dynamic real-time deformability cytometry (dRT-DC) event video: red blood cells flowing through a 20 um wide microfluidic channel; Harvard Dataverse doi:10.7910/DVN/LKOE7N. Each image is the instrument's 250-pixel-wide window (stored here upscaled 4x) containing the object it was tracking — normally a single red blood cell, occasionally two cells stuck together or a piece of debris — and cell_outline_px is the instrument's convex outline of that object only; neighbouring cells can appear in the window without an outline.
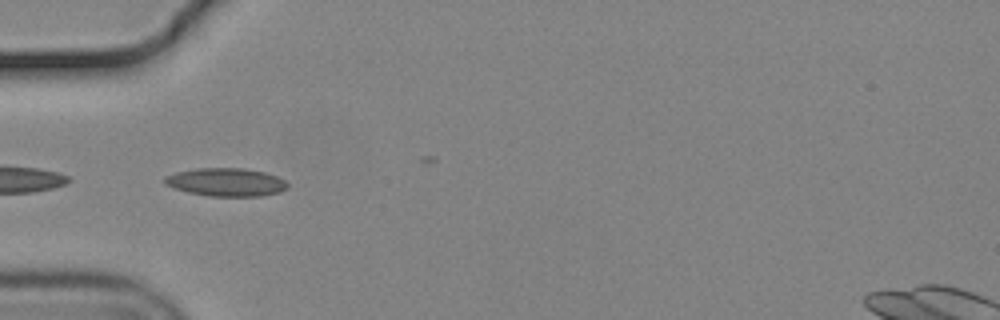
{"species": "common noctule bat (a hibernating species)", "species_latin": "Nyctalus noctula", "temperature_condition": "cold", "stored_images_in_passage": 21, "camera_frame_rate_fps": 3000, "um_per_image_px": 0.085, "animal": {"sex": "male", "body_mass_g": 19.2, "forearm_length_mm": 51.8}, "frame": {"image": 1, "passage_image": 18, "time_ms": 5.667, "image_size_px": [1000, 320], "cell_outline_px": [[288, 188], [280, 192], [260, 196], [208, 196], [188, 192], [164, 184], [164, 176], [176, 172], [196, 168], [244, 168], [264, 172], [276, 176], [284, 180], [288, 184]], "centroid_in_image_um": [19.22, 15.48], "position_along_channel_um": 65.8, "area_um2": 20.17}}